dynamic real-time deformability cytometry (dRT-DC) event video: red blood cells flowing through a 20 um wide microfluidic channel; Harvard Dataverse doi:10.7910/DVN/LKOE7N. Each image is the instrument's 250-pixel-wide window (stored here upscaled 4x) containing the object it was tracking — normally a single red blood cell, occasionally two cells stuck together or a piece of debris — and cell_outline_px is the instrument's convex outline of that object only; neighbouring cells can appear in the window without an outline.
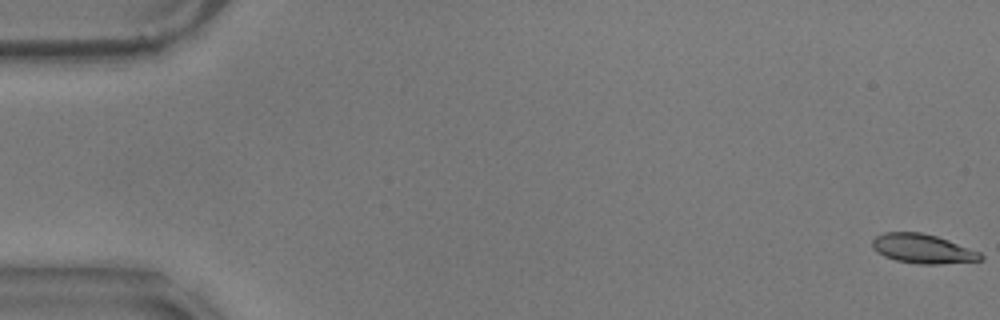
{"species": "common noctule bat (a hibernating species)", "species_latin": "Nyctalus noctula", "temperature_condition": "warm", "stored_images_in_passage": 18, "camera_frame_rate_fps": 3000, "um_per_image_px": 0.085, "animal": {"sex": "male", "body_mass_g": 17.9}, "frame": {"image": 1, "passage_image": 1, "time_ms": 0.0, "image_size_px": [1000, 320], "cell_outline_px": [[984, 256], [980, 260], [940, 264], [920, 264], [896, 260], [884, 256], [876, 252], [872, 248], [872, 240], [876, 236], [884, 232], [920, 232], [936, 236], [948, 240], [980, 252]], "centroid_in_image_um": [78.39, 21.14], "position_along_channel_um": 6.6, "area_um2": 18.38}}
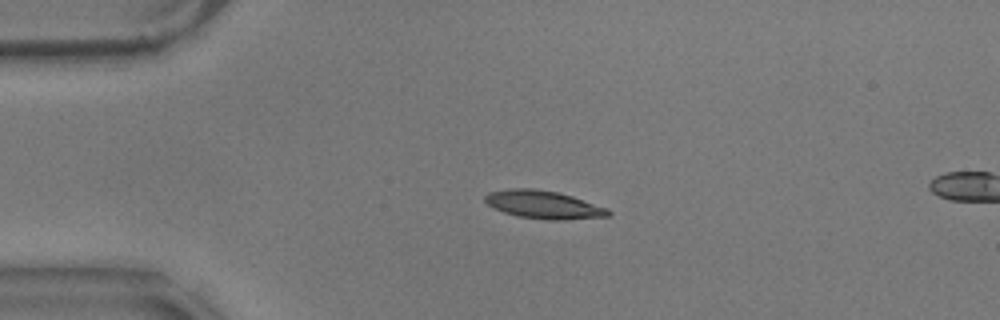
{"frame": {"image": 2, "passage_image": 14, "time_ms": 4.333, "image_size_px": [1000, 320], "cell_outline_px": [[612, 212], [608, 216], [560, 220], [548, 220], [516, 216], [504, 212], [488, 204], [484, 200], [484, 196], [488, 192], [508, 188], [532, 188], [556, 192], [572, 196], [608, 208]], "centroid_in_image_um": [46.19, 17.39], "position_along_channel_um": 38.8, "area_um2": 20.06}}